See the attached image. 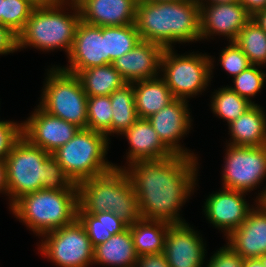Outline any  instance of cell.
<instances>
[{
    "mask_svg": "<svg viewBox=\"0 0 266 267\" xmlns=\"http://www.w3.org/2000/svg\"><path fill=\"white\" fill-rule=\"evenodd\" d=\"M239 2L251 16L257 11L266 9V0H239Z\"/></svg>",
    "mask_w": 266,
    "mask_h": 267,
    "instance_id": "41",
    "label": "cell"
},
{
    "mask_svg": "<svg viewBox=\"0 0 266 267\" xmlns=\"http://www.w3.org/2000/svg\"><path fill=\"white\" fill-rule=\"evenodd\" d=\"M46 179L42 184V189L51 191L78 190L77 184H74L66 175L58 161L50 155L46 159Z\"/></svg>",
    "mask_w": 266,
    "mask_h": 267,
    "instance_id": "36",
    "label": "cell"
},
{
    "mask_svg": "<svg viewBox=\"0 0 266 267\" xmlns=\"http://www.w3.org/2000/svg\"><path fill=\"white\" fill-rule=\"evenodd\" d=\"M212 93L210 109L216 117L223 119L227 124L238 119L254 105L233 91L228 85L222 86Z\"/></svg>",
    "mask_w": 266,
    "mask_h": 267,
    "instance_id": "29",
    "label": "cell"
},
{
    "mask_svg": "<svg viewBox=\"0 0 266 267\" xmlns=\"http://www.w3.org/2000/svg\"><path fill=\"white\" fill-rule=\"evenodd\" d=\"M60 1L65 2L70 6L75 7L76 9H79L88 0H60Z\"/></svg>",
    "mask_w": 266,
    "mask_h": 267,
    "instance_id": "46",
    "label": "cell"
},
{
    "mask_svg": "<svg viewBox=\"0 0 266 267\" xmlns=\"http://www.w3.org/2000/svg\"><path fill=\"white\" fill-rule=\"evenodd\" d=\"M139 0H88L80 8L81 20L89 25L124 26L135 23Z\"/></svg>",
    "mask_w": 266,
    "mask_h": 267,
    "instance_id": "20",
    "label": "cell"
},
{
    "mask_svg": "<svg viewBox=\"0 0 266 267\" xmlns=\"http://www.w3.org/2000/svg\"><path fill=\"white\" fill-rule=\"evenodd\" d=\"M165 48L161 58L160 76L174 98L187 100L207 90L213 76L214 57L202 52L178 54ZM187 54V55H186Z\"/></svg>",
    "mask_w": 266,
    "mask_h": 267,
    "instance_id": "7",
    "label": "cell"
},
{
    "mask_svg": "<svg viewBox=\"0 0 266 267\" xmlns=\"http://www.w3.org/2000/svg\"><path fill=\"white\" fill-rule=\"evenodd\" d=\"M207 261L205 267H244V259L228 244L216 250Z\"/></svg>",
    "mask_w": 266,
    "mask_h": 267,
    "instance_id": "38",
    "label": "cell"
},
{
    "mask_svg": "<svg viewBox=\"0 0 266 267\" xmlns=\"http://www.w3.org/2000/svg\"><path fill=\"white\" fill-rule=\"evenodd\" d=\"M225 149L222 187L248 193L262 186L266 179V145L227 144Z\"/></svg>",
    "mask_w": 266,
    "mask_h": 267,
    "instance_id": "11",
    "label": "cell"
},
{
    "mask_svg": "<svg viewBox=\"0 0 266 267\" xmlns=\"http://www.w3.org/2000/svg\"><path fill=\"white\" fill-rule=\"evenodd\" d=\"M105 134L91 129H79L74 137L51 155L62 166L74 184L112 169L106 158L109 141Z\"/></svg>",
    "mask_w": 266,
    "mask_h": 267,
    "instance_id": "6",
    "label": "cell"
},
{
    "mask_svg": "<svg viewBox=\"0 0 266 267\" xmlns=\"http://www.w3.org/2000/svg\"><path fill=\"white\" fill-rule=\"evenodd\" d=\"M261 66L251 65L243 70L238 76L233 78V85L229 86L233 91L241 97L246 98L253 104L252 100L257 93L261 92L262 87L266 83V73L260 69ZM265 82V83H264Z\"/></svg>",
    "mask_w": 266,
    "mask_h": 267,
    "instance_id": "33",
    "label": "cell"
},
{
    "mask_svg": "<svg viewBox=\"0 0 266 267\" xmlns=\"http://www.w3.org/2000/svg\"><path fill=\"white\" fill-rule=\"evenodd\" d=\"M198 166V158L183 155L139 160L129 166L114 164L128 174L141 217L171 224L186 222L180 211L196 189Z\"/></svg>",
    "mask_w": 266,
    "mask_h": 267,
    "instance_id": "1",
    "label": "cell"
},
{
    "mask_svg": "<svg viewBox=\"0 0 266 267\" xmlns=\"http://www.w3.org/2000/svg\"><path fill=\"white\" fill-rule=\"evenodd\" d=\"M22 137V123L0 120V160H6L15 143Z\"/></svg>",
    "mask_w": 266,
    "mask_h": 267,
    "instance_id": "37",
    "label": "cell"
},
{
    "mask_svg": "<svg viewBox=\"0 0 266 267\" xmlns=\"http://www.w3.org/2000/svg\"><path fill=\"white\" fill-rule=\"evenodd\" d=\"M112 106L110 96H88L87 129L111 136Z\"/></svg>",
    "mask_w": 266,
    "mask_h": 267,
    "instance_id": "32",
    "label": "cell"
},
{
    "mask_svg": "<svg viewBox=\"0 0 266 267\" xmlns=\"http://www.w3.org/2000/svg\"><path fill=\"white\" fill-rule=\"evenodd\" d=\"M140 40L135 24L106 26V46L107 54L110 56V64L132 50Z\"/></svg>",
    "mask_w": 266,
    "mask_h": 267,
    "instance_id": "31",
    "label": "cell"
},
{
    "mask_svg": "<svg viewBox=\"0 0 266 267\" xmlns=\"http://www.w3.org/2000/svg\"><path fill=\"white\" fill-rule=\"evenodd\" d=\"M37 244L40 254L59 267H90L94 247L84 225L76 218L71 224L47 232Z\"/></svg>",
    "mask_w": 266,
    "mask_h": 267,
    "instance_id": "10",
    "label": "cell"
},
{
    "mask_svg": "<svg viewBox=\"0 0 266 267\" xmlns=\"http://www.w3.org/2000/svg\"><path fill=\"white\" fill-rule=\"evenodd\" d=\"M252 19L240 2L202 5L200 7V36L208 40L223 36L235 41L239 32Z\"/></svg>",
    "mask_w": 266,
    "mask_h": 267,
    "instance_id": "17",
    "label": "cell"
},
{
    "mask_svg": "<svg viewBox=\"0 0 266 267\" xmlns=\"http://www.w3.org/2000/svg\"><path fill=\"white\" fill-rule=\"evenodd\" d=\"M136 267H169L164 253L138 256Z\"/></svg>",
    "mask_w": 266,
    "mask_h": 267,
    "instance_id": "40",
    "label": "cell"
},
{
    "mask_svg": "<svg viewBox=\"0 0 266 267\" xmlns=\"http://www.w3.org/2000/svg\"><path fill=\"white\" fill-rule=\"evenodd\" d=\"M132 84L135 93V108L139 118H149L175 99L161 76L136 81Z\"/></svg>",
    "mask_w": 266,
    "mask_h": 267,
    "instance_id": "24",
    "label": "cell"
},
{
    "mask_svg": "<svg viewBox=\"0 0 266 267\" xmlns=\"http://www.w3.org/2000/svg\"><path fill=\"white\" fill-rule=\"evenodd\" d=\"M77 218L84 225L93 247L128 228V224L112 212L92 215L85 211H77Z\"/></svg>",
    "mask_w": 266,
    "mask_h": 267,
    "instance_id": "27",
    "label": "cell"
},
{
    "mask_svg": "<svg viewBox=\"0 0 266 267\" xmlns=\"http://www.w3.org/2000/svg\"><path fill=\"white\" fill-rule=\"evenodd\" d=\"M235 43L252 65H266V32L254 20L251 19L239 32Z\"/></svg>",
    "mask_w": 266,
    "mask_h": 267,
    "instance_id": "30",
    "label": "cell"
},
{
    "mask_svg": "<svg viewBox=\"0 0 266 267\" xmlns=\"http://www.w3.org/2000/svg\"><path fill=\"white\" fill-rule=\"evenodd\" d=\"M264 267H266V258H264Z\"/></svg>",
    "mask_w": 266,
    "mask_h": 267,
    "instance_id": "51",
    "label": "cell"
},
{
    "mask_svg": "<svg viewBox=\"0 0 266 267\" xmlns=\"http://www.w3.org/2000/svg\"><path fill=\"white\" fill-rule=\"evenodd\" d=\"M112 106L111 136H117L129 129L138 119L135 108L133 84L127 83L110 94Z\"/></svg>",
    "mask_w": 266,
    "mask_h": 267,
    "instance_id": "28",
    "label": "cell"
},
{
    "mask_svg": "<svg viewBox=\"0 0 266 267\" xmlns=\"http://www.w3.org/2000/svg\"><path fill=\"white\" fill-rule=\"evenodd\" d=\"M228 44L219 53L218 62L222 69L234 78L252 64L235 41H229Z\"/></svg>",
    "mask_w": 266,
    "mask_h": 267,
    "instance_id": "35",
    "label": "cell"
},
{
    "mask_svg": "<svg viewBox=\"0 0 266 267\" xmlns=\"http://www.w3.org/2000/svg\"><path fill=\"white\" fill-rule=\"evenodd\" d=\"M121 136L129 142L127 166L139 160L167 158L174 154L163 144L147 119L139 118Z\"/></svg>",
    "mask_w": 266,
    "mask_h": 267,
    "instance_id": "21",
    "label": "cell"
},
{
    "mask_svg": "<svg viewBox=\"0 0 266 267\" xmlns=\"http://www.w3.org/2000/svg\"><path fill=\"white\" fill-rule=\"evenodd\" d=\"M36 6L31 0H3V25L18 35Z\"/></svg>",
    "mask_w": 266,
    "mask_h": 267,
    "instance_id": "34",
    "label": "cell"
},
{
    "mask_svg": "<svg viewBox=\"0 0 266 267\" xmlns=\"http://www.w3.org/2000/svg\"><path fill=\"white\" fill-rule=\"evenodd\" d=\"M0 24L3 25V0H0Z\"/></svg>",
    "mask_w": 266,
    "mask_h": 267,
    "instance_id": "49",
    "label": "cell"
},
{
    "mask_svg": "<svg viewBox=\"0 0 266 267\" xmlns=\"http://www.w3.org/2000/svg\"><path fill=\"white\" fill-rule=\"evenodd\" d=\"M164 50L162 45L140 40L132 50L114 60L112 65L127 83L156 78L160 76Z\"/></svg>",
    "mask_w": 266,
    "mask_h": 267,
    "instance_id": "19",
    "label": "cell"
},
{
    "mask_svg": "<svg viewBox=\"0 0 266 267\" xmlns=\"http://www.w3.org/2000/svg\"><path fill=\"white\" fill-rule=\"evenodd\" d=\"M77 76L87 96H110L127 84L112 64L81 70Z\"/></svg>",
    "mask_w": 266,
    "mask_h": 267,
    "instance_id": "26",
    "label": "cell"
},
{
    "mask_svg": "<svg viewBox=\"0 0 266 267\" xmlns=\"http://www.w3.org/2000/svg\"><path fill=\"white\" fill-rule=\"evenodd\" d=\"M245 192L223 188L209 194L205 199L203 214L208 223L228 236L237 229L247 218L254 207L246 200Z\"/></svg>",
    "mask_w": 266,
    "mask_h": 267,
    "instance_id": "14",
    "label": "cell"
},
{
    "mask_svg": "<svg viewBox=\"0 0 266 267\" xmlns=\"http://www.w3.org/2000/svg\"><path fill=\"white\" fill-rule=\"evenodd\" d=\"M254 20L266 32V9L257 11L253 16Z\"/></svg>",
    "mask_w": 266,
    "mask_h": 267,
    "instance_id": "43",
    "label": "cell"
},
{
    "mask_svg": "<svg viewBox=\"0 0 266 267\" xmlns=\"http://www.w3.org/2000/svg\"><path fill=\"white\" fill-rule=\"evenodd\" d=\"M77 208L78 190L41 189L22 195L9 209L36 237H41L71 224L77 218Z\"/></svg>",
    "mask_w": 266,
    "mask_h": 267,
    "instance_id": "5",
    "label": "cell"
},
{
    "mask_svg": "<svg viewBox=\"0 0 266 267\" xmlns=\"http://www.w3.org/2000/svg\"><path fill=\"white\" fill-rule=\"evenodd\" d=\"M259 104H254L238 119L228 124L229 143L234 146L266 145V113Z\"/></svg>",
    "mask_w": 266,
    "mask_h": 267,
    "instance_id": "22",
    "label": "cell"
},
{
    "mask_svg": "<svg viewBox=\"0 0 266 267\" xmlns=\"http://www.w3.org/2000/svg\"><path fill=\"white\" fill-rule=\"evenodd\" d=\"M264 188H262L263 190L258 193V196H256L254 201H260L266 207V186Z\"/></svg>",
    "mask_w": 266,
    "mask_h": 267,
    "instance_id": "47",
    "label": "cell"
},
{
    "mask_svg": "<svg viewBox=\"0 0 266 267\" xmlns=\"http://www.w3.org/2000/svg\"><path fill=\"white\" fill-rule=\"evenodd\" d=\"M244 267H264V258L246 259L244 260Z\"/></svg>",
    "mask_w": 266,
    "mask_h": 267,
    "instance_id": "44",
    "label": "cell"
},
{
    "mask_svg": "<svg viewBox=\"0 0 266 267\" xmlns=\"http://www.w3.org/2000/svg\"><path fill=\"white\" fill-rule=\"evenodd\" d=\"M137 259L138 255L129 227L94 247V265L130 267L136 265Z\"/></svg>",
    "mask_w": 266,
    "mask_h": 267,
    "instance_id": "23",
    "label": "cell"
},
{
    "mask_svg": "<svg viewBox=\"0 0 266 267\" xmlns=\"http://www.w3.org/2000/svg\"><path fill=\"white\" fill-rule=\"evenodd\" d=\"M50 155L23 136L15 143L5 160L9 208L22 195L42 189Z\"/></svg>",
    "mask_w": 266,
    "mask_h": 267,
    "instance_id": "9",
    "label": "cell"
},
{
    "mask_svg": "<svg viewBox=\"0 0 266 267\" xmlns=\"http://www.w3.org/2000/svg\"><path fill=\"white\" fill-rule=\"evenodd\" d=\"M18 52L17 50V35L9 28L0 24V55H8Z\"/></svg>",
    "mask_w": 266,
    "mask_h": 267,
    "instance_id": "39",
    "label": "cell"
},
{
    "mask_svg": "<svg viewBox=\"0 0 266 267\" xmlns=\"http://www.w3.org/2000/svg\"><path fill=\"white\" fill-rule=\"evenodd\" d=\"M195 1L199 4L200 7L202 5L239 2V0H195Z\"/></svg>",
    "mask_w": 266,
    "mask_h": 267,
    "instance_id": "45",
    "label": "cell"
},
{
    "mask_svg": "<svg viewBox=\"0 0 266 267\" xmlns=\"http://www.w3.org/2000/svg\"><path fill=\"white\" fill-rule=\"evenodd\" d=\"M67 58L69 64L60 68L76 75L81 70L110 64L106 46V27L89 25L81 20Z\"/></svg>",
    "mask_w": 266,
    "mask_h": 267,
    "instance_id": "13",
    "label": "cell"
},
{
    "mask_svg": "<svg viewBox=\"0 0 266 267\" xmlns=\"http://www.w3.org/2000/svg\"><path fill=\"white\" fill-rule=\"evenodd\" d=\"M7 196V173L5 160H0V194Z\"/></svg>",
    "mask_w": 266,
    "mask_h": 267,
    "instance_id": "42",
    "label": "cell"
},
{
    "mask_svg": "<svg viewBox=\"0 0 266 267\" xmlns=\"http://www.w3.org/2000/svg\"><path fill=\"white\" fill-rule=\"evenodd\" d=\"M22 122V136L31 144L52 154L70 141L80 129L57 116L44 111L39 105Z\"/></svg>",
    "mask_w": 266,
    "mask_h": 267,
    "instance_id": "15",
    "label": "cell"
},
{
    "mask_svg": "<svg viewBox=\"0 0 266 267\" xmlns=\"http://www.w3.org/2000/svg\"><path fill=\"white\" fill-rule=\"evenodd\" d=\"M171 223L141 218L128 225L138 256L164 253L165 236Z\"/></svg>",
    "mask_w": 266,
    "mask_h": 267,
    "instance_id": "25",
    "label": "cell"
},
{
    "mask_svg": "<svg viewBox=\"0 0 266 267\" xmlns=\"http://www.w3.org/2000/svg\"><path fill=\"white\" fill-rule=\"evenodd\" d=\"M189 100L175 98L159 112L147 118L163 144L174 154L199 158L193 151L183 147L180 140L189 133L193 120ZM198 156V157H197Z\"/></svg>",
    "mask_w": 266,
    "mask_h": 267,
    "instance_id": "12",
    "label": "cell"
},
{
    "mask_svg": "<svg viewBox=\"0 0 266 267\" xmlns=\"http://www.w3.org/2000/svg\"><path fill=\"white\" fill-rule=\"evenodd\" d=\"M254 205L246 220L226 237L244 260L266 258V207L260 201Z\"/></svg>",
    "mask_w": 266,
    "mask_h": 267,
    "instance_id": "18",
    "label": "cell"
},
{
    "mask_svg": "<svg viewBox=\"0 0 266 267\" xmlns=\"http://www.w3.org/2000/svg\"><path fill=\"white\" fill-rule=\"evenodd\" d=\"M206 253V243L193 226L187 222L170 225L164 245L169 267H205Z\"/></svg>",
    "mask_w": 266,
    "mask_h": 267,
    "instance_id": "16",
    "label": "cell"
},
{
    "mask_svg": "<svg viewBox=\"0 0 266 267\" xmlns=\"http://www.w3.org/2000/svg\"><path fill=\"white\" fill-rule=\"evenodd\" d=\"M77 211L112 212L128 225L141 219L137 195L124 168L112 169L79 182Z\"/></svg>",
    "mask_w": 266,
    "mask_h": 267,
    "instance_id": "3",
    "label": "cell"
},
{
    "mask_svg": "<svg viewBox=\"0 0 266 267\" xmlns=\"http://www.w3.org/2000/svg\"><path fill=\"white\" fill-rule=\"evenodd\" d=\"M39 106L80 129L87 128V94L76 74L69 73L60 65L46 69Z\"/></svg>",
    "mask_w": 266,
    "mask_h": 267,
    "instance_id": "8",
    "label": "cell"
},
{
    "mask_svg": "<svg viewBox=\"0 0 266 267\" xmlns=\"http://www.w3.org/2000/svg\"><path fill=\"white\" fill-rule=\"evenodd\" d=\"M80 21L79 9L60 0L37 5L17 35V50L31 47L47 53L60 49L68 56Z\"/></svg>",
    "mask_w": 266,
    "mask_h": 267,
    "instance_id": "4",
    "label": "cell"
},
{
    "mask_svg": "<svg viewBox=\"0 0 266 267\" xmlns=\"http://www.w3.org/2000/svg\"><path fill=\"white\" fill-rule=\"evenodd\" d=\"M144 1L160 3V2H172V1H177V0H144Z\"/></svg>",
    "mask_w": 266,
    "mask_h": 267,
    "instance_id": "50",
    "label": "cell"
},
{
    "mask_svg": "<svg viewBox=\"0 0 266 267\" xmlns=\"http://www.w3.org/2000/svg\"><path fill=\"white\" fill-rule=\"evenodd\" d=\"M134 24L141 40L164 48L201 41L200 6L195 0L160 3L139 0Z\"/></svg>",
    "mask_w": 266,
    "mask_h": 267,
    "instance_id": "2",
    "label": "cell"
},
{
    "mask_svg": "<svg viewBox=\"0 0 266 267\" xmlns=\"http://www.w3.org/2000/svg\"><path fill=\"white\" fill-rule=\"evenodd\" d=\"M31 1H33L36 5H41V4L50 3L53 0H31Z\"/></svg>",
    "mask_w": 266,
    "mask_h": 267,
    "instance_id": "48",
    "label": "cell"
}]
</instances>
